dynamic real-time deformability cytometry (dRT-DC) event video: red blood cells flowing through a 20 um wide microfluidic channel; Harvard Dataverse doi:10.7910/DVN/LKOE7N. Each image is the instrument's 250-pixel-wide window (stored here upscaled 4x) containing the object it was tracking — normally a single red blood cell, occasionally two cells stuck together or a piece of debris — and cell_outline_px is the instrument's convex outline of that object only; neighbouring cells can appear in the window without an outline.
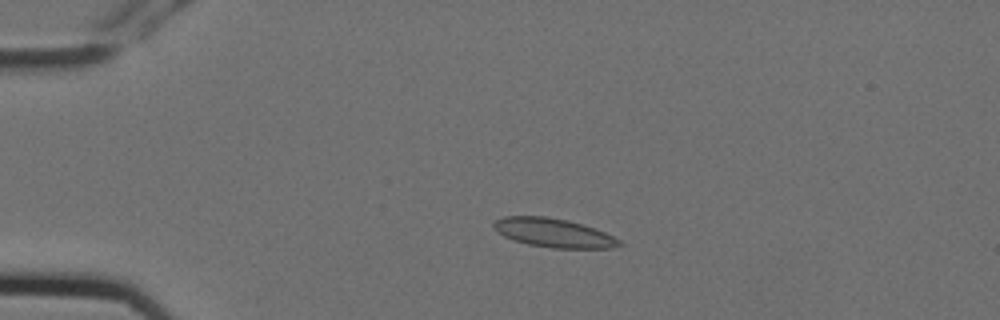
{"species": "Egyptian fruit bat (a non-hibernating species)", "species_latin": "Rousettus aegyptiacus", "temperature_condition": "cold", "stored_images_in_passage": 4, "camera_frame_rate_fps": 3000, "um_per_image_px": 0.085, "animal": {"sex": "female"}, "frame": {"image": 1, "passage_image": 3, "time_ms": 0.667, "image_size_px": [1000, 320], "cell_outline_px": [[624, 244], [612, 248], [552, 248], [528, 244], [512, 240], [504, 236], [492, 228], [492, 224], [496, 220], [504, 216], [544, 216], [568, 220], [596, 228], [620, 240]], "centroid_in_image_um": [47.04, 19.79], "position_along_channel_um": 38.0, "area_um2": 21.21}}